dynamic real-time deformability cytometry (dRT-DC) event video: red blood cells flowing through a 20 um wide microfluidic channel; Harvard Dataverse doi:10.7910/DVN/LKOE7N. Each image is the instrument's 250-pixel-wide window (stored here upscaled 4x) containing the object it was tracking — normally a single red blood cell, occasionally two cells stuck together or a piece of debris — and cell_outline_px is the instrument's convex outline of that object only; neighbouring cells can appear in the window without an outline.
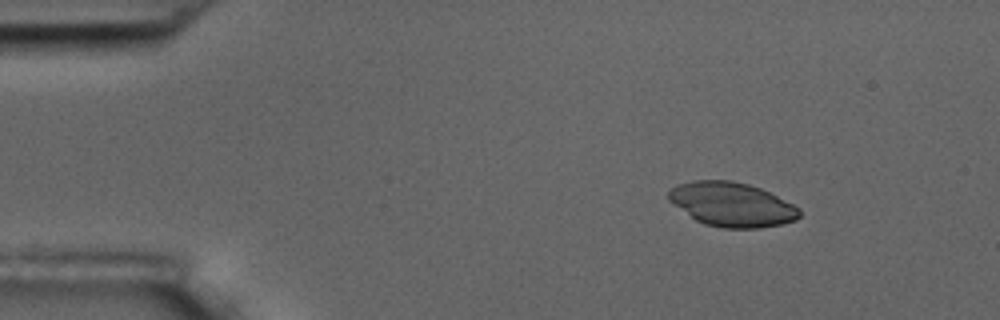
{"species": "common noctule bat (a hibernating species)", "species_latin": "Nyctalus noctula", "temperature_condition": "room temperature", "stored_images_in_passage": 5, "camera_frame_rate_fps": 3000, "um_per_image_px": 0.085, "animal": {"sex": "male", "body_mass_g": 17.5, "forearm_length_mm": 52.3}, "frame": {"image": 1, "passage_image": 1, "time_ms": 0.0, "image_size_px": [1000, 320], "cell_outline_px": [[800, 216], [796, 220], [780, 224], [760, 228], [724, 228], [704, 224], [696, 220], [668, 200], [668, 192], [672, 188], [680, 184], [692, 180], [732, 180], [748, 184], [760, 188], [800, 208]], "centroid_in_image_um": [62.2, 17.38], "position_along_channel_um": 22.8, "area_um2": 33.47}}